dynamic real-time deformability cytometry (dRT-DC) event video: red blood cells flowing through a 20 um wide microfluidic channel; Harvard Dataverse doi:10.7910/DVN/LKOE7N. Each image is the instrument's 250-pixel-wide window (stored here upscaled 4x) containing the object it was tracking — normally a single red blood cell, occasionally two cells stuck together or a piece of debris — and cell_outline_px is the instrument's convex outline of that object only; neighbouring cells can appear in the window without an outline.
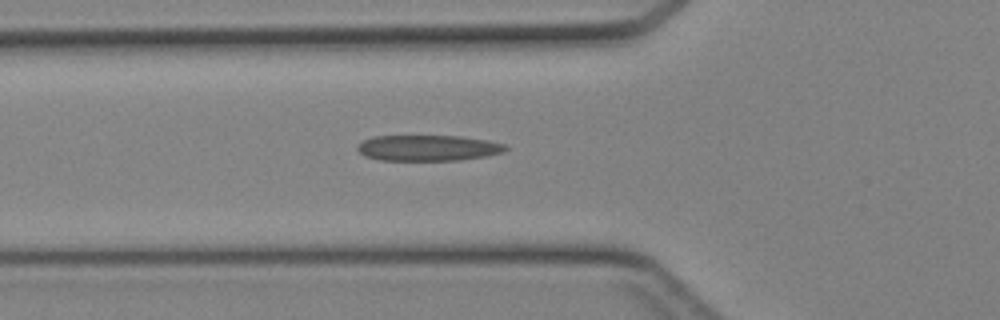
{"species": "Egyptian fruit bat (a non-hibernating species)", "species_latin": "Rousettus aegyptiacus", "temperature_condition": "cold", "stored_images_in_passage": 33, "camera_frame_rate_fps": 3000, "um_per_image_px": 0.085, "animal": {"sex": "female"}, "frame": {"image": 1, "passage_image": 8, "time_ms": 2.333, "image_size_px": [1000, 320], "cell_outline_px": [[508, 148], [504, 152], [488, 156], [460, 160], [380, 160], [364, 156], [356, 148], [364, 140], [372, 136], [460, 136], [488, 140], [504, 144]], "centroid_in_image_um": [36.41, 12.58], "position_along_channel_um": 89.4, "area_um2": 22.31}}
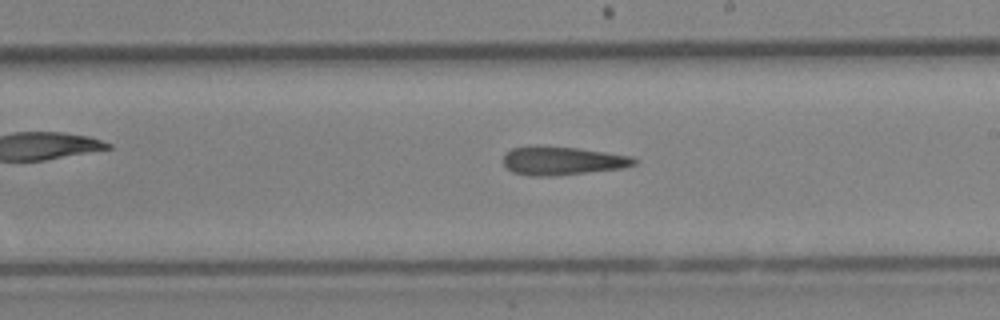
{"frame": {"image": 2, "passage_image": 18, "time_ms": 5.667, "image_size_px": [1000, 320], "cell_outline_px": [[636, 164], [624, 168], [552, 176], [532, 176], [512, 172], [504, 164], [504, 152], [512, 148], [576, 148], [632, 156], [636, 160]], "centroid_in_image_um": [47.83, 13.7], "position_along_channel_um": 241.2, "area_um2": 20.98}}
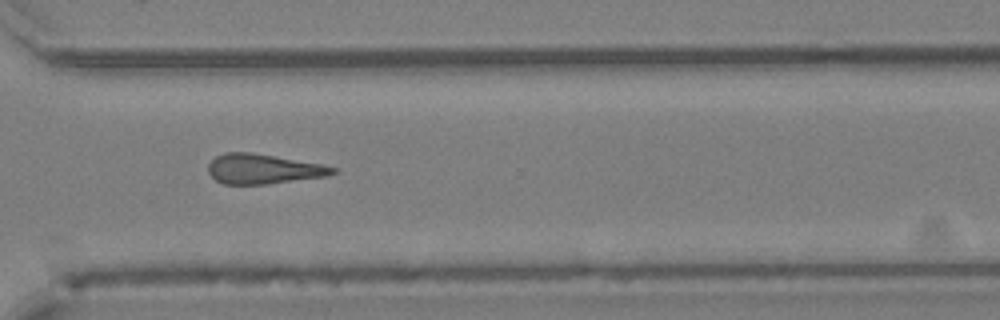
{"frame": {"image": 3, "passage_image": 25, "time_ms": 8.0, "image_size_px": [1000, 320], "cell_outline_px": [[336, 172], [328, 176], [268, 184], [224, 184], [216, 180], [208, 172], [208, 164], [216, 156], [224, 152], [252, 152], [320, 164], [336, 168]], "centroid_in_image_um": [22.35, 14.36], "position_along_channel_um": 348.2, "area_um2": 21.56}}